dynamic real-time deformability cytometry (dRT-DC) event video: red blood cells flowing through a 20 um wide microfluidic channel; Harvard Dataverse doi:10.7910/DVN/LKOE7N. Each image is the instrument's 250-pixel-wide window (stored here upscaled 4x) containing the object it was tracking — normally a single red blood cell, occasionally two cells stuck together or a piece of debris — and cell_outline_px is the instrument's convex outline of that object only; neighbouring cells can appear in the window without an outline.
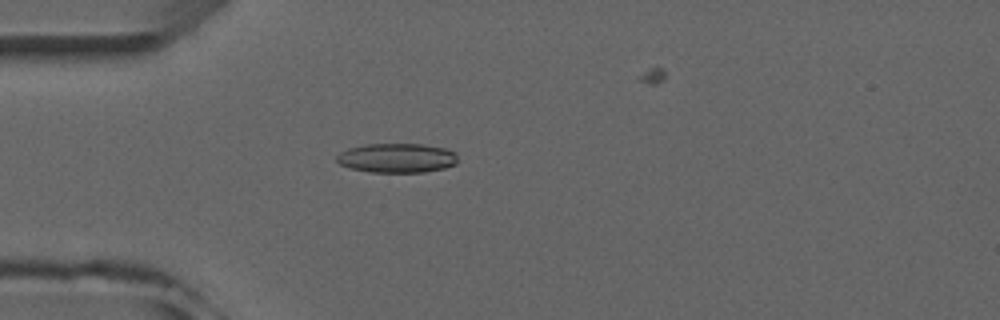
{"species": "common noctule bat (a hibernating species)", "species_latin": "Nyctalus noctula", "temperature_condition": "room temperature", "stored_images_in_passage": 1, "camera_frame_rate_fps": 3000, "um_per_image_px": 0.085, "animal": {"sex": "male", "forearm_length_mm": 52.5}, "frame": {"image": 1, "passage_image": 1, "time_ms": 0.0, "image_size_px": [1000, 320], "cell_outline_px": [[456, 164], [444, 168], [424, 172], [368, 172], [352, 168], [340, 164], [336, 160], [336, 156], [340, 152], [348, 148], [364, 144], [420, 144], [444, 148], [456, 152]], "centroid_in_image_um": [33.72, 13.43], "position_along_channel_um": 51.3, "area_um2": 20.69}}